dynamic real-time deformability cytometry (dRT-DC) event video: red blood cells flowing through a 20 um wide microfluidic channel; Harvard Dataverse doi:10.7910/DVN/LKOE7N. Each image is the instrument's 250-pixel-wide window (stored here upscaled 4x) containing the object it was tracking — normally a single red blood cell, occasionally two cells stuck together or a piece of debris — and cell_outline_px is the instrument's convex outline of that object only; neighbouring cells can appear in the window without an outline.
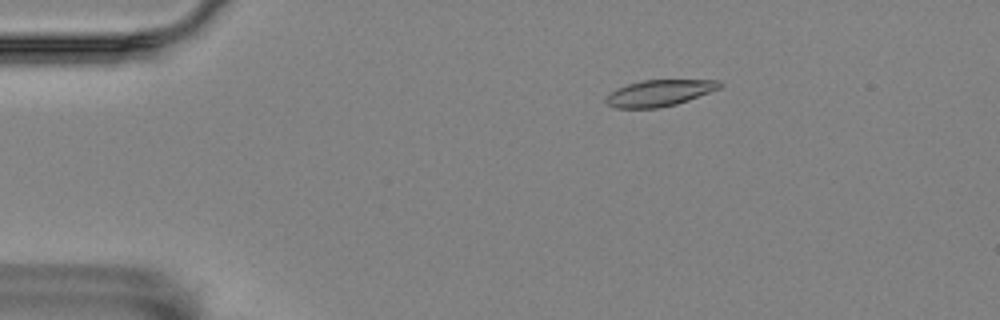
{"species": "Egyptian fruit bat (a non-hibernating species)", "species_latin": "Rousettus aegyptiacus", "temperature_condition": "room temperature", "stored_images_in_passage": 57, "camera_frame_rate_fps": 3000, "um_per_image_px": 0.085, "animal": {"sex": "female"}, "frame": {"image": 1, "passage_image": 10, "time_ms": 3.0, "image_size_px": [1000, 320], "cell_outline_px": [[724, 84], [720, 88], [688, 100], [676, 104], [656, 108], [616, 108], [608, 104], [604, 100], [616, 88], [628, 84], [644, 80], [720, 80]], "centroid_in_image_um": [56.06, 7.9], "position_along_channel_um": 28.9, "area_um2": 17.28}}
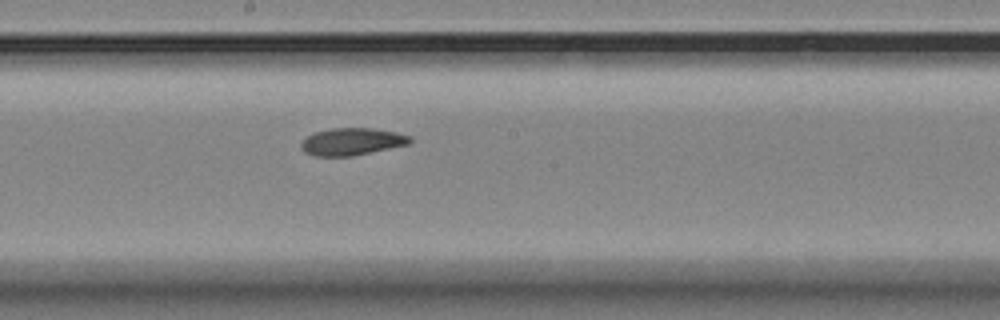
{"frame": {"image": 2, "passage_image": 31, "time_ms": 10.0, "image_size_px": [1000, 320], "cell_outline_px": [[412, 140], [408, 144], [352, 156], [312, 156], [304, 152], [300, 148], [300, 144], [308, 136], [316, 132], [332, 128], [372, 128], [396, 132], [412, 136]], "centroid_in_image_um": [29.9, 12.04], "position_along_channel_um": 218.3, "area_um2": 17.22}}
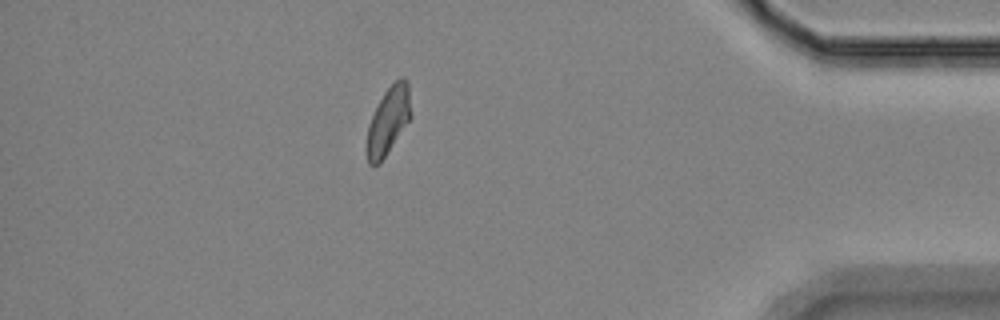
{"frame": {"image": 3, "passage_image": 50, "time_ms": 16.333, "image_size_px": [1000, 320], "cell_outline_px": [[412, 116], [380, 164], [368, 164], [364, 148], [368, 124], [384, 92], [400, 76], [404, 76], [408, 80]], "centroid_in_image_um": [32.99, 10.27], "position_along_channel_um": 402.2, "area_um2": 17.69}, "authors_computed_cell_mechanics": {"area_um2": 17.629, "velocity_mm_per_s": 3.5087, "shape_relaxation_time_tau1_ms": 4.4449, "shape_relaxation_time_tau2_ms": 3.6467, "deformation_change_tau1": 0.1288, "deformation_change_tau2": 0.0833}}